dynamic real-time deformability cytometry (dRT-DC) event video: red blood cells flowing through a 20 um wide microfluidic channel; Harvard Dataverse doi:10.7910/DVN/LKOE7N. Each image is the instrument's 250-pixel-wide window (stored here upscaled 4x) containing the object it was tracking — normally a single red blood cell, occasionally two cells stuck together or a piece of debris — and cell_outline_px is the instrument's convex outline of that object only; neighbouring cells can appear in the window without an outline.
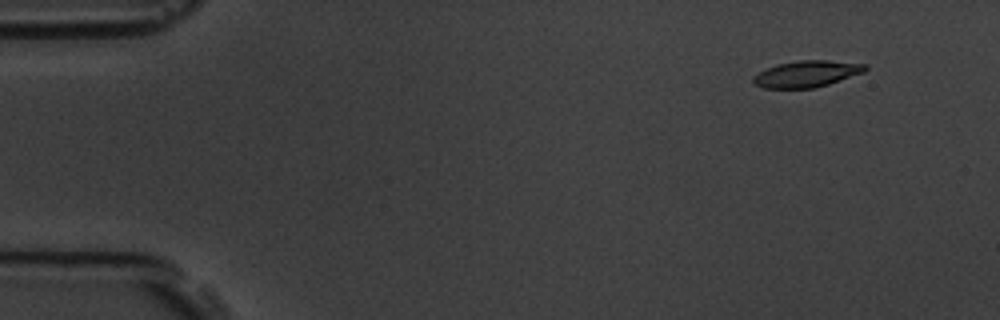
{"species": "common noctule bat (a hibernating species)", "species_latin": "Nyctalus noctula", "temperature_condition": "room temperature", "stored_images_in_passage": 4, "camera_frame_rate_fps": 3000, "um_per_image_px": 0.085, "animal": {"sex": "male", "body_mass_g": 19.5, "forearm_length_mm": 54.6}, "frame": {"image": 1, "passage_image": 2, "time_ms": 1.333, "image_size_px": [1000, 320], "cell_outline_px": [[868, 68], [864, 72], [828, 84], [812, 88], [764, 88], [752, 84], [752, 76], [764, 68], [776, 64], [800, 60], [828, 60], [868, 64]], "centroid_in_image_um": [68.53, 6.27], "position_along_channel_um": 16.5, "area_um2": 17.46}}